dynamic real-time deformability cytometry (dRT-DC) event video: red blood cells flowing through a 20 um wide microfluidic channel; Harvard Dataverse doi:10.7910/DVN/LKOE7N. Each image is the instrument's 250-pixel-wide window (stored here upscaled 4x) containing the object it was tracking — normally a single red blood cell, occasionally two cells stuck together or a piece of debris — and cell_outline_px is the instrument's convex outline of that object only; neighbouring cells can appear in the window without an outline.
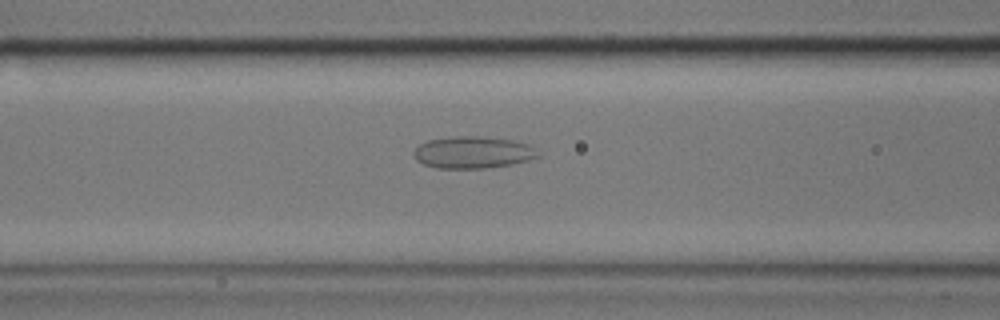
{"species": "common noctule bat (a hibernating species)", "species_latin": "Nyctalus noctula", "temperature_condition": "cold", "stored_images_in_passage": 48, "camera_frame_rate_fps": 3000, "um_per_image_px": 0.085, "animal": {"sex": "male", "body_mass_g": 17.9}, "frame": {"image": 1, "passage_image": 23, "time_ms": 7.333, "image_size_px": [1000, 320], "cell_outline_px": [[540, 156], [528, 160], [512, 164], [484, 168], [436, 168], [424, 164], [416, 160], [412, 152], [420, 144], [428, 140], [456, 136], [480, 136], [512, 140], [528, 144], [540, 152]], "centroid_in_image_um": [40.2, 12.95], "position_along_channel_um": 126.4, "area_um2": 23.12}}
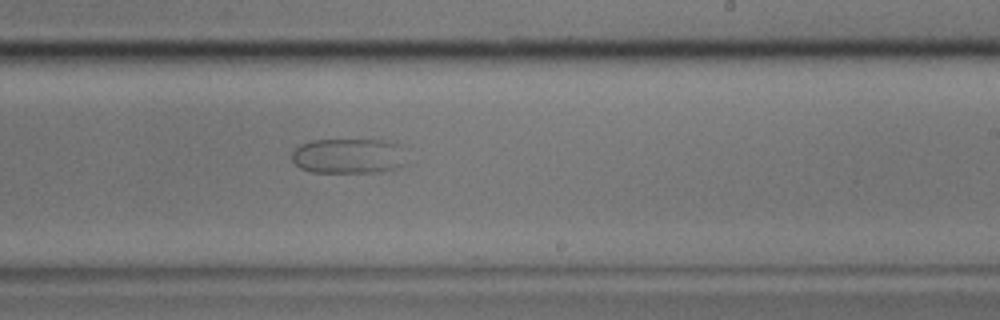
{"frame": {"image": 2, "passage_image": 35, "time_ms": 11.333, "image_size_px": [1000, 320], "cell_outline_px": [[408, 164], [384, 172], [312, 172], [300, 168], [292, 160], [292, 152], [300, 144], [312, 140], [384, 140], [404, 144], [408, 148]], "centroid_in_image_um": [29.78, 13.25], "position_along_channel_um": 259.2, "area_um2": 24.39}}
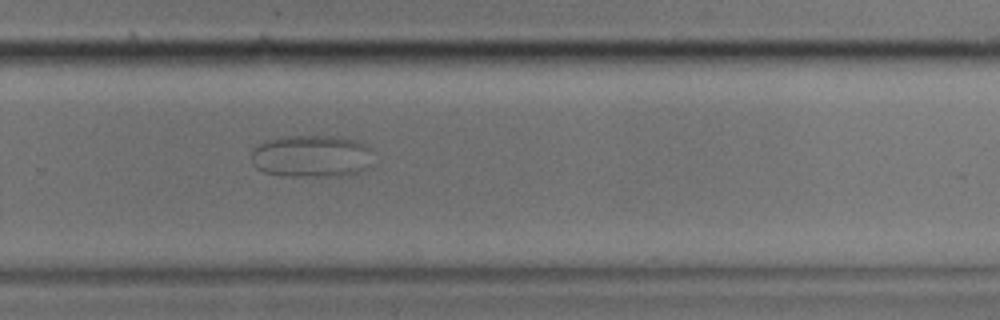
{"frame": {"image": 3, "passage_image": 39, "time_ms": 12.667, "image_size_px": [1000, 320], "cell_outline_px": [[372, 148], [364, 168], [360, 172], [348, 176], [280, 176], [264, 172], [256, 168], [252, 164], [252, 152], [260, 144], [268, 140], [284, 136], [336, 136], [356, 140], [368, 144]], "centroid_in_image_um": [26.46, 13.28], "position_along_channel_um": 303.3, "area_um2": 30.06}}